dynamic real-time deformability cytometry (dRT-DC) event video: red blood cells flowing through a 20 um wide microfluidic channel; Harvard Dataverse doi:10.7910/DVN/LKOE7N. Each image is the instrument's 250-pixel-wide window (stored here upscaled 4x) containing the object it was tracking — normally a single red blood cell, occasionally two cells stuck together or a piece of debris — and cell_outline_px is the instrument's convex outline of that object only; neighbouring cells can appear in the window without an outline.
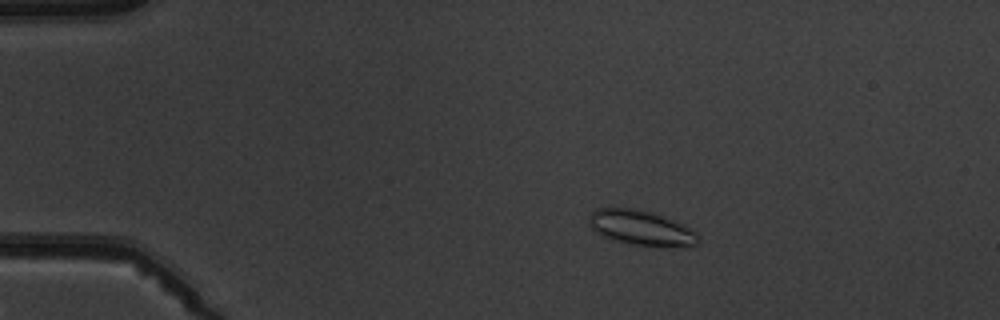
{"species": "common noctule bat (a hibernating species)", "species_latin": "Nyctalus noctula", "temperature_condition": "warm", "stored_images_in_passage": 6, "camera_frame_rate_fps": 3000, "um_per_image_px": 0.085, "animal": {"sex": "male", "body_mass_g": 19.5, "forearm_length_mm": 54.6}, "frame": {"image": 1, "passage_image": 3, "time_ms": 2.333, "image_size_px": [1000, 320], "cell_outline_px": [[700, 240], [696, 244], [688, 248], [632, 244], [612, 240], [600, 236], [592, 232], [588, 220], [588, 216], [596, 208], [636, 208], [652, 212], [684, 224], [696, 232], [700, 236]], "centroid_in_image_um": [54.49, 19.38], "position_along_channel_um": 30.5, "area_um2": 22.83}}
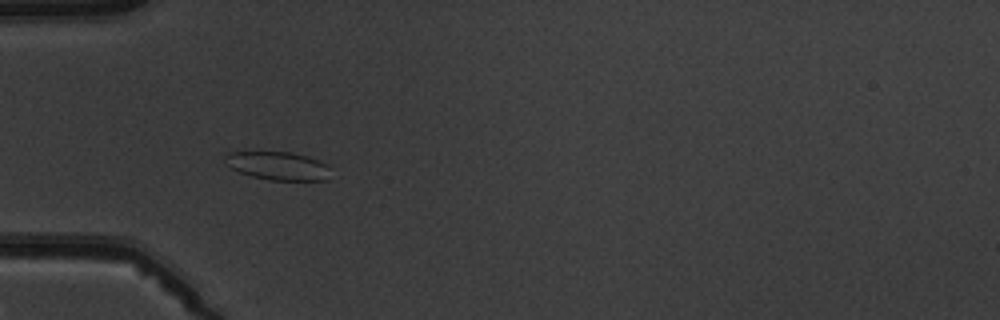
{"frame": {"image": 2, "passage_image": 5, "time_ms": 4.667, "image_size_px": [1000, 320], "cell_outline_px": [[328, 168], [324, 180], [268, 180], [252, 176], [240, 172], [232, 168], [228, 164], [224, 156], [228, 152], [292, 152], [308, 156], [328, 164]], "centroid_in_image_um": [23.6, 14.08], "position_along_channel_um": 61.4, "area_um2": 17.11}}
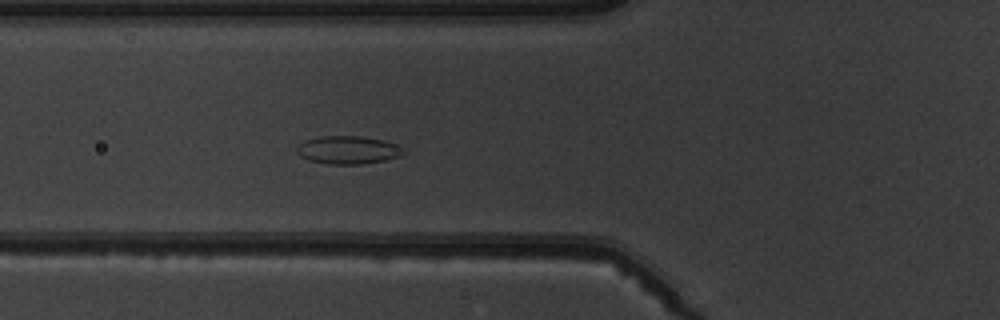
{"frame": {"image": 3, "passage_image": 6, "time_ms": 5.667, "image_size_px": [1000, 320], "cell_outline_px": [[404, 152], [400, 156], [384, 160], [364, 164], [328, 164], [308, 160], [300, 156], [296, 152], [296, 148], [304, 140], [320, 136], [360, 136], [384, 140], [404, 148]], "centroid_in_image_um": [29.55, 12.75], "position_along_channel_um": 96.2, "area_um2": 17.46}}